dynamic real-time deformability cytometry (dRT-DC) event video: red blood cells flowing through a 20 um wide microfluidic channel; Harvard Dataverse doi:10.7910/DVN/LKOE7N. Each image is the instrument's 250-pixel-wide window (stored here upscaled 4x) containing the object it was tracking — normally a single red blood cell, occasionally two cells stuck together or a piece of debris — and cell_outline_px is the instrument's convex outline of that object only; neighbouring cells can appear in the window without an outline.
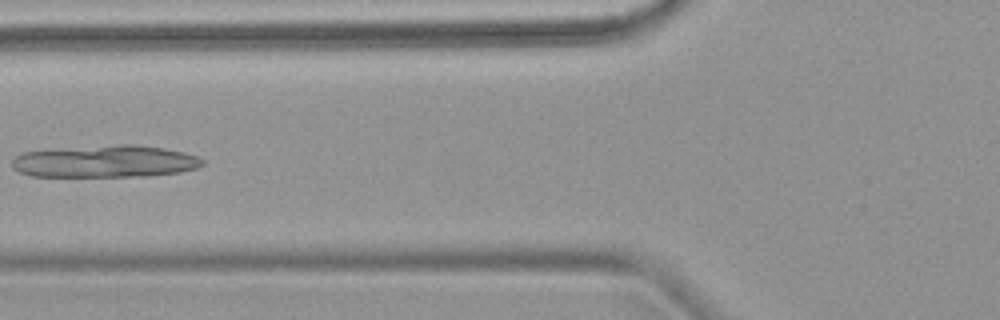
{"species": "common noctule bat (a hibernating species)", "species_latin": "Nyctalus noctula", "temperature_condition": "warm", "stored_images_in_passage": 6, "camera_frame_rate_fps": 3000, "um_per_image_px": 0.085, "animal": {"sex": "female", "body_mass_g": 18.4}, "frame": {"image": 1, "passage_image": 6, "time_ms": 6.0, "image_size_px": [1000, 320], "cell_outline_px": [[204, 164], [196, 168], [180, 172], [148, 176], [32, 176], [20, 172], [12, 168], [12, 160], [16, 156], [24, 152], [116, 144], [136, 144], [164, 148], [184, 152], [196, 156], [204, 160]], "centroid_in_image_um": [8.98, 13.72], "position_along_channel_um": 116.8, "area_um2": 35.55}}